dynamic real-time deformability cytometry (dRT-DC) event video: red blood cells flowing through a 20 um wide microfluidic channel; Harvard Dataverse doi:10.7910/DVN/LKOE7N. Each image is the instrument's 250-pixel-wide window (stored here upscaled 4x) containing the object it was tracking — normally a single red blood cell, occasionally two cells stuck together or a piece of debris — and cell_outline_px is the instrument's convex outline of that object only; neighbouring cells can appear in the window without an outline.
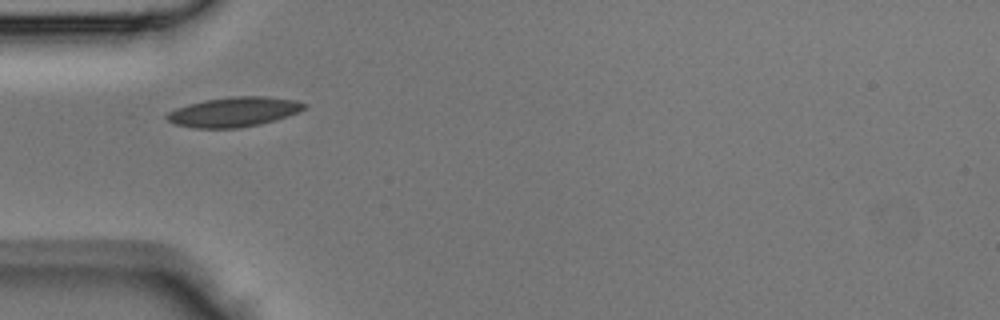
{"species": "Egyptian fruit bat (a non-hibernating species)", "species_latin": "Rousettus aegyptiacus", "temperature_condition": "room temperature", "stored_images_in_passage": 31, "camera_frame_rate_fps": 3000, "um_per_image_px": 0.085, "animal": {"sex": "male"}, "frame": {"image": 1, "passage_image": 1, "time_ms": 0.0, "image_size_px": [1000, 320], "cell_outline_px": [[308, 104], [304, 108], [288, 116], [260, 124], [236, 128], [196, 128], [176, 124], [168, 120], [164, 116], [168, 112], [176, 108], [188, 104], [204, 100], [232, 96], [264, 96], [296, 100]], "centroid_in_image_um": [19.87, 9.5], "position_along_channel_um": 65.1, "area_um2": 23.64}}
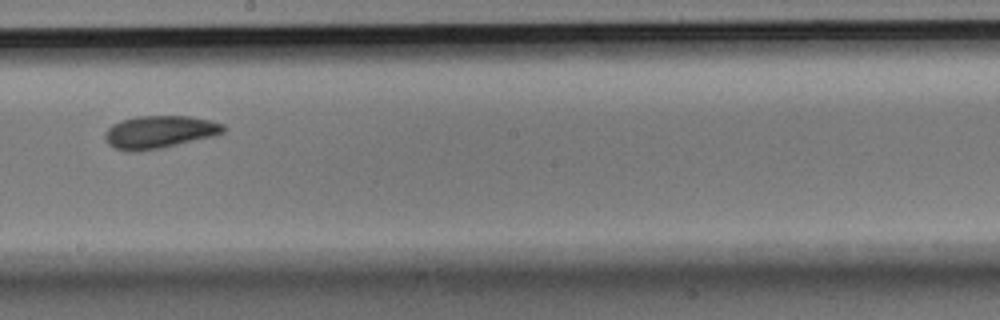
{"frame": {"image": 2, "passage_image": 12, "time_ms": 3.667, "image_size_px": [1000, 320], "cell_outline_px": [[228, 128], [224, 132], [212, 136], [160, 148], [140, 152], [124, 152], [108, 144], [104, 140], [104, 132], [112, 124], [120, 120], [136, 116], [188, 116], [208, 120], [224, 124]], "centroid_in_image_um": [13.49, 11.22], "position_along_channel_um": 234.7, "area_um2": 22.72}}
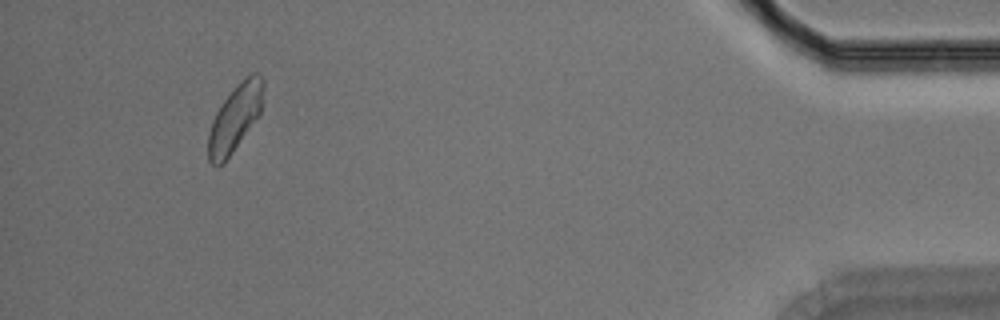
{"frame": {"image": 3, "passage_image": 28, "time_ms": 9.0, "image_size_px": [1000, 320], "cell_outline_px": [[264, 88], [260, 112], [224, 164], [216, 168], [208, 160], [208, 132], [212, 120], [216, 112], [224, 100], [252, 72], [256, 72], [264, 80]], "centroid_in_image_um": [19.94, 10.1], "position_along_channel_um": 415.3, "area_um2": 20.87}}